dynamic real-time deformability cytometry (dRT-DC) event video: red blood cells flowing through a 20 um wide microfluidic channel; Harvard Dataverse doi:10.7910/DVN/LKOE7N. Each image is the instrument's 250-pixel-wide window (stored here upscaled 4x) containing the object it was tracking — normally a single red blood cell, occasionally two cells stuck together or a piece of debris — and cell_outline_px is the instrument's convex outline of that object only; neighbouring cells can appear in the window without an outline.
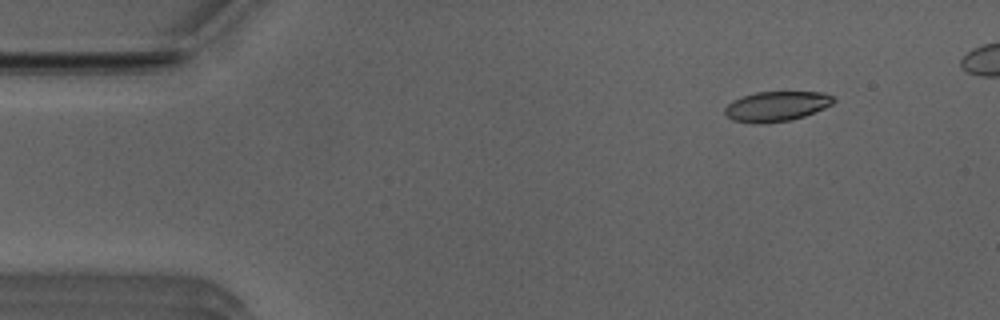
{"species": "Egyptian fruit bat (a non-hibernating species)", "species_latin": "Rousettus aegyptiacus", "temperature_condition": "room temperature", "stored_images_in_passage": 48, "camera_frame_rate_fps": 3000, "um_per_image_px": 0.085, "animal": {"sex": "male"}, "frame": {"image": 1, "passage_image": 6, "time_ms": 1.667, "image_size_px": [1000, 320], "cell_outline_px": [[836, 100], [832, 104], [824, 108], [804, 116], [792, 120], [732, 120], [724, 112], [724, 108], [732, 100], [756, 92], [824, 92], [836, 96]], "centroid_in_image_um": [66.09, 8.97], "position_along_channel_um": 18.9, "area_um2": 18.21}}
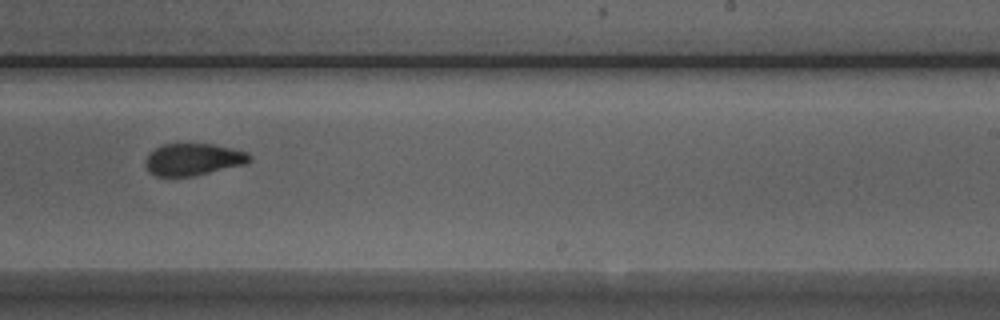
{"frame": {"image": 2, "passage_image": 32, "time_ms": 10.333, "image_size_px": [1000, 320], "cell_outline_px": [[252, 160], [244, 164], [192, 176], [156, 176], [148, 172], [144, 164], [144, 160], [156, 148], [164, 144], [212, 144], [232, 148], [248, 152], [252, 156]], "centroid_in_image_um": [16.42, 13.55], "position_along_channel_um": 272.6, "area_um2": 19.31}}
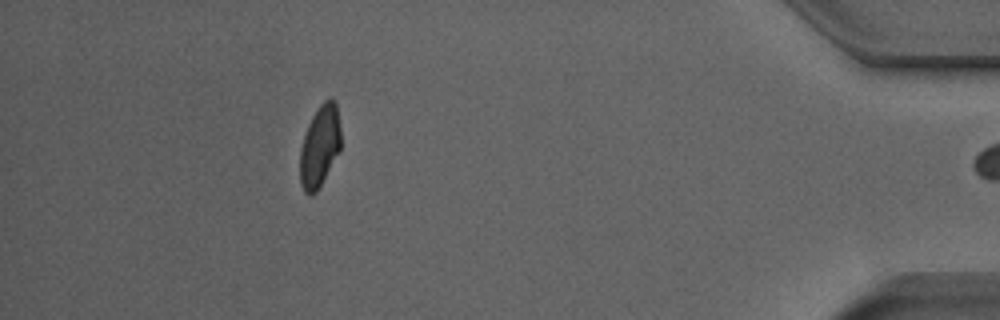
{"frame": {"image": 3, "passage_image": 47, "time_ms": 15.333, "image_size_px": [1000, 320], "cell_outline_px": [[340, 148], [316, 192], [312, 196], [308, 196], [304, 192], [300, 184], [300, 148], [308, 124], [312, 116], [320, 104], [328, 96], [332, 96], [336, 104], [340, 128]], "centroid_in_image_um": [27.15, 12.4], "position_along_channel_um": 408.0, "area_um2": 19.31}, "authors_computed_cell_mechanics": {"area_um2": 20.0566, "velocity_mm_per_s": 3.908, "shape_relaxation_time_tau1_ms": 3.6457, "shape_relaxation_time_tau2_ms": 1.1499, "deformation_change_tau1": 0.1277, "deformation_change_tau2": 0.0471}}